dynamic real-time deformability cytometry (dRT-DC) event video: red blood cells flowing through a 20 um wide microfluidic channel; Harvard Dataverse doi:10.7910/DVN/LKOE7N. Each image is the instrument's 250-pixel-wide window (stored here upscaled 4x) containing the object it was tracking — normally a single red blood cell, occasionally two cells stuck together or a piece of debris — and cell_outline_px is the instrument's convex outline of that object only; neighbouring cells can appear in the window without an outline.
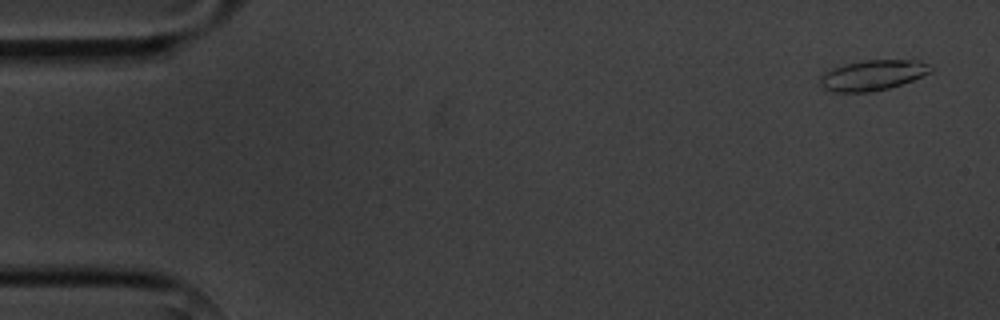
{"species": "common noctule bat (a hibernating species)", "species_latin": "Nyctalus noctula", "temperature_condition": "cold", "stored_images_in_passage": 4, "camera_frame_rate_fps": 3000, "um_per_image_px": 0.085, "animal": {"sex": "male", "body_mass_g": 20.1, "forearm_length_mm": 53.5}, "frame": {"image": 1, "passage_image": 1, "time_ms": 0.0, "image_size_px": [1000, 320], "cell_outline_px": [[932, 72], [912, 80], [888, 88], [872, 92], [832, 92], [824, 88], [820, 84], [820, 76], [824, 72], [832, 68], [844, 64], [864, 60], [920, 60], [928, 64], [932, 68]], "centroid_in_image_um": [74.16, 6.39], "position_along_channel_um": 10.8, "area_um2": 19.59}}
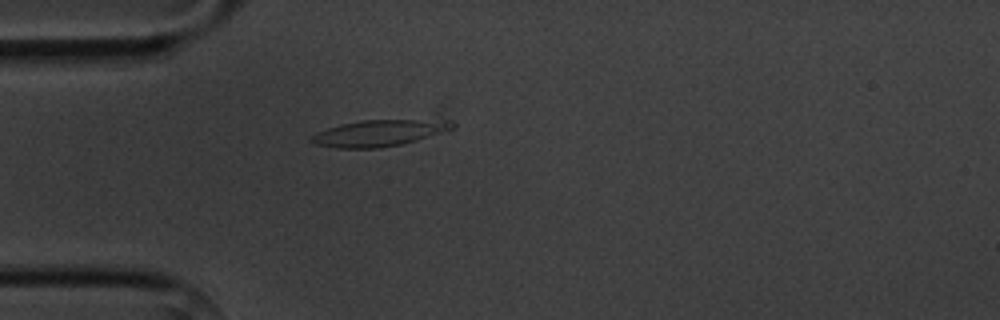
{"frame": {"image": 2, "passage_image": 4, "time_ms": 4.333, "image_size_px": [1000, 320], "cell_outline_px": [[456, 124], [452, 128], [416, 140], [400, 144], [376, 148], [336, 148], [316, 144], [308, 140], [316, 132], [340, 124], [364, 120], [452, 120]], "centroid_in_image_um": [32.17, 11.31], "position_along_channel_um": 52.8, "area_um2": 21.27}}